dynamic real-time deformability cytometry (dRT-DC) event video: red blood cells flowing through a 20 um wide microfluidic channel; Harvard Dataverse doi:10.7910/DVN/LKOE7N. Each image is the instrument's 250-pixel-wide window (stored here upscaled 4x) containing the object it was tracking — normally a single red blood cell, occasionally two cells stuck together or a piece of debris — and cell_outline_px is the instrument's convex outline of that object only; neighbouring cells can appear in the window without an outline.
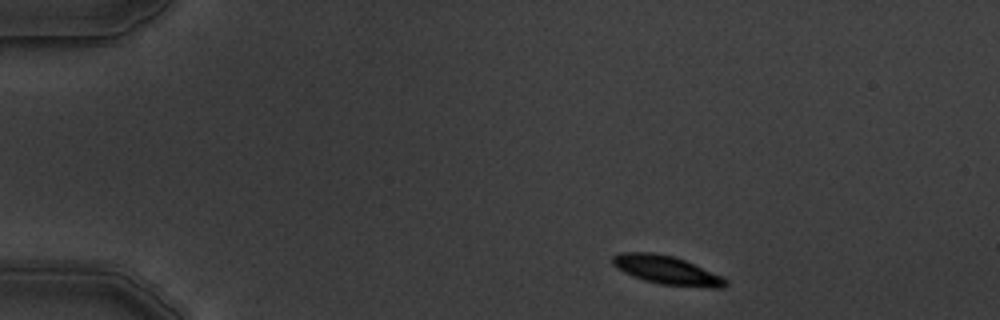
{"species": "common noctule bat (a hibernating species)", "species_latin": "Nyctalus noctula", "temperature_condition": "warm", "stored_images_in_passage": 3, "camera_frame_rate_fps": 3000, "um_per_image_px": 0.085, "animal": {"sex": "male", "body_mass_g": 19.5, "forearm_length_mm": 54.6}, "frame": {"image": 1, "passage_image": 1, "time_ms": 0.0, "image_size_px": [1000, 320], "cell_outline_px": [[728, 284], [724, 288], [708, 288], [660, 284], [644, 280], [632, 276], [616, 268], [612, 264], [612, 256], [620, 252], [652, 252], [672, 256], [684, 260], [720, 276], [728, 280]], "centroid_in_image_um": [56.64, 22.97], "position_along_channel_um": 28.4, "area_um2": 18.79}}